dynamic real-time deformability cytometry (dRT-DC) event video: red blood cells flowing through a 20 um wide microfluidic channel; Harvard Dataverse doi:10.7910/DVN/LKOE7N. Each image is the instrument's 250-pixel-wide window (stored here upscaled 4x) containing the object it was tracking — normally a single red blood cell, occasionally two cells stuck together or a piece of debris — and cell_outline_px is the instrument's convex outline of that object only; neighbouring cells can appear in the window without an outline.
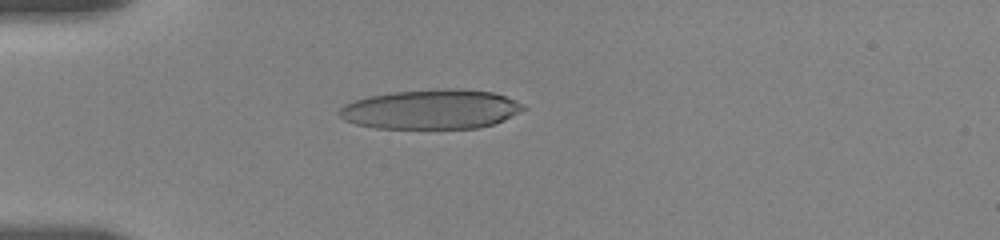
{"species": "human", "species_latin": "Homo sapiens", "temperature_condition": "room temperature", "stored_images_in_passage": 55, "camera_frame_rate_fps": 3000, "um_per_image_px": 0.085, "donor": {"sex": "female"}, "frame": {"image": 1, "passage_image": 15, "time_ms": 4.667, "image_size_px": [1000, 240], "cell_outline_px": [[528, 108], [504, 120], [480, 128], [376, 128], [356, 124], [344, 120], [336, 112], [344, 104], [368, 96], [392, 92], [444, 88], [460, 88], [492, 92], [516, 100], [524, 104]], "centroid_in_image_um": [36.66, 9.28], "position_along_channel_um": 48.3, "area_um2": 42.66}}
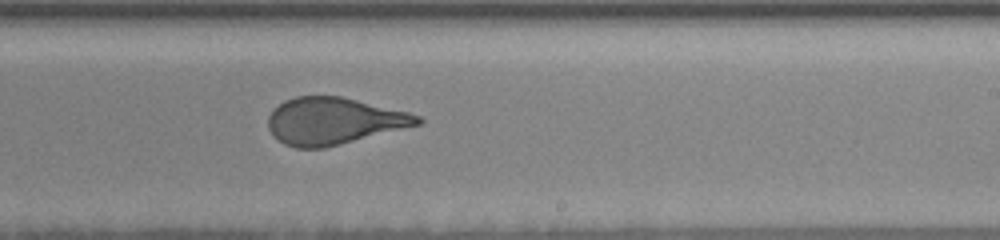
{"frame": {"image": 2, "passage_image": 34, "time_ms": 11.0, "image_size_px": [1000, 240], "cell_outline_px": [[424, 120], [420, 124], [324, 148], [296, 148], [284, 144], [268, 128], [268, 116], [272, 108], [284, 100], [296, 96], [340, 96], [408, 112], [420, 116]], "centroid_in_image_um": [28.33, 10.27], "position_along_channel_um": 260.7, "area_um2": 40.52}}
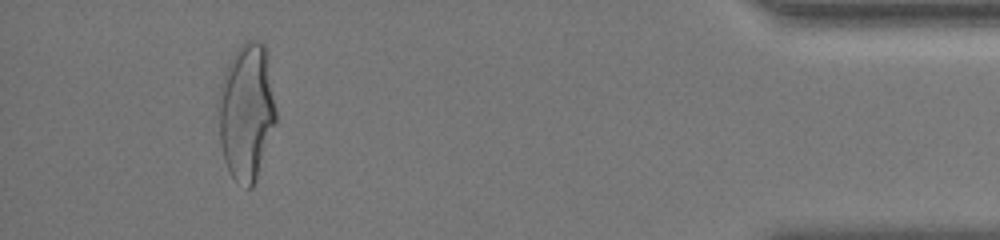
{"frame": {"image": 3, "passage_image": 51, "time_ms": 16.667, "image_size_px": [1000, 240], "cell_outline_px": [[276, 120], [256, 180], [252, 188], [248, 188], [236, 180], [228, 172], [224, 160], [220, 144], [216, 104], [216, 100], [224, 72], [228, 64], [236, 52], [248, 40], [256, 40], [264, 44], [268, 56], [276, 112]], "centroid_in_image_um": [20.92, 9.51], "position_along_channel_um": 414.3, "area_um2": 46.01}, "authors_computed_cell_mechanics": {"area_um2": 42.0206, "velocity_mm_per_s": 3.6621, "shape_relaxation_time_tau1_ms": 5.3415, "shape_relaxation_time_tau2_ms": 1.0574, "deformation_change_tau1": 0.217, "deformation_change_tau2": 0.0969}}